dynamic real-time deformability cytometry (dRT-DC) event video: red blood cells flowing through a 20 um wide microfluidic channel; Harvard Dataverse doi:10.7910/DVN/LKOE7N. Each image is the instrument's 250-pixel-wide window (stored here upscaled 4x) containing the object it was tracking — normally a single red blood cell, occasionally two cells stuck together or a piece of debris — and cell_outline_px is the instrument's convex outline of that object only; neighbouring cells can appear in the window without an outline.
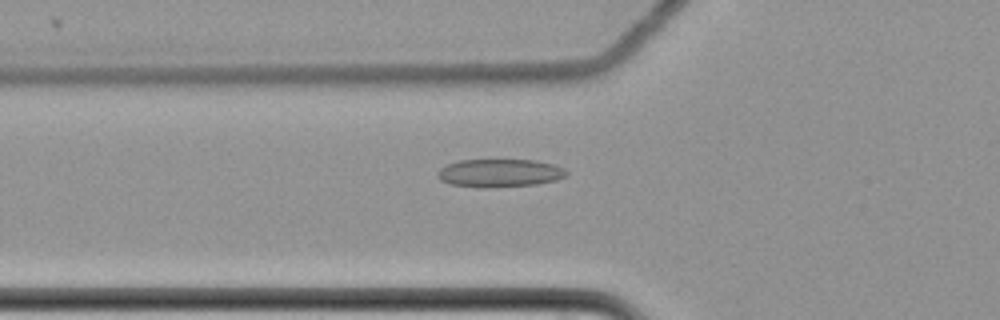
{"species": "common noctule bat (a hibernating species)", "species_latin": "Nyctalus noctula", "temperature_condition": "cold", "stored_images_in_passage": 48, "camera_frame_rate_fps": 3000, "um_per_image_px": 0.085, "animal": {"sex": "female", "body_mass_g": 22.7, "forearm_length_mm": 54.2}, "frame": {"image": 1, "passage_image": 10, "time_ms": 3.0, "image_size_px": [1000, 320], "cell_outline_px": [[568, 176], [556, 180], [536, 184], [480, 188], [452, 184], [440, 180], [436, 176], [436, 172], [440, 168], [448, 164], [460, 160], [536, 160], [552, 164], [564, 168], [568, 172]], "centroid_in_image_um": [42.47, 14.71], "position_along_channel_um": 83.3, "area_um2": 21.1}}
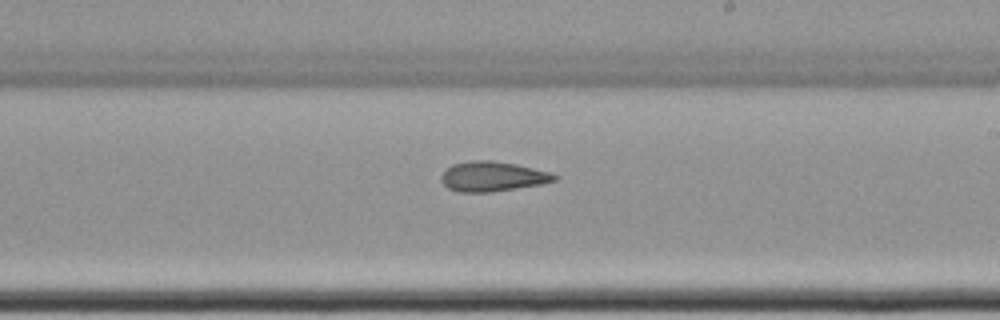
{"frame": {"image": 2, "passage_image": 24, "time_ms": 7.667, "image_size_px": [1000, 320], "cell_outline_px": [[560, 176], [556, 180], [540, 184], [492, 192], [460, 192], [448, 188], [440, 180], [440, 176], [452, 164], [472, 160], [492, 160], [516, 164], [552, 172]], "centroid_in_image_um": [41.88, 14.99], "position_along_channel_um": 247.1, "area_um2": 19.77}}
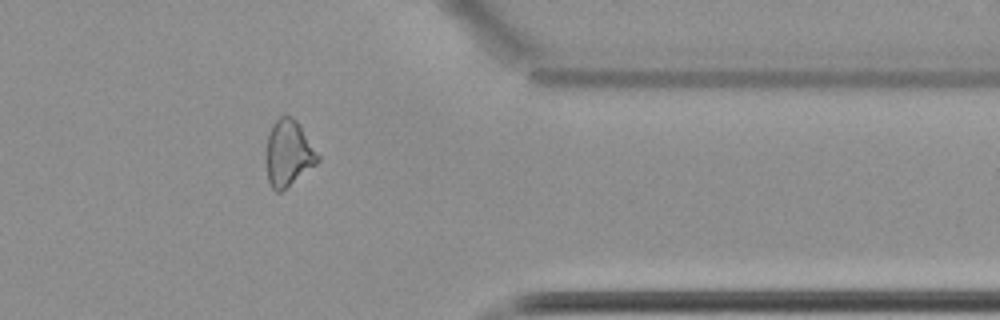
{"frame": {"image": 3, "passage_image": 37, "time_ms": 12.0, "image_size_px": [1000, 320], "cell_outline_px": [[320, 160], [316, 164], [280, 192], [276, 192], [272, 188], [268, 180], [264, 156], [268, 136], [272, 124], [280, 116], [292, 116], [300, 124], [320, 156]], "centroid_in_image_um": [24.49, 13.01], "position_along_channel_um": 386.9, "area_um2": 20.06}, "authors_computed_cell_mechanics": {"area_um2": 20.2011, "velocity_mm_per_s": 3.5133, "shape_relaxation_time_tau1_ms": null, "shape_relaxation_time_tau2_ms": 8.1277, "deformation_change_tau1": null, "deformation_change_tau2": 0.1735}}